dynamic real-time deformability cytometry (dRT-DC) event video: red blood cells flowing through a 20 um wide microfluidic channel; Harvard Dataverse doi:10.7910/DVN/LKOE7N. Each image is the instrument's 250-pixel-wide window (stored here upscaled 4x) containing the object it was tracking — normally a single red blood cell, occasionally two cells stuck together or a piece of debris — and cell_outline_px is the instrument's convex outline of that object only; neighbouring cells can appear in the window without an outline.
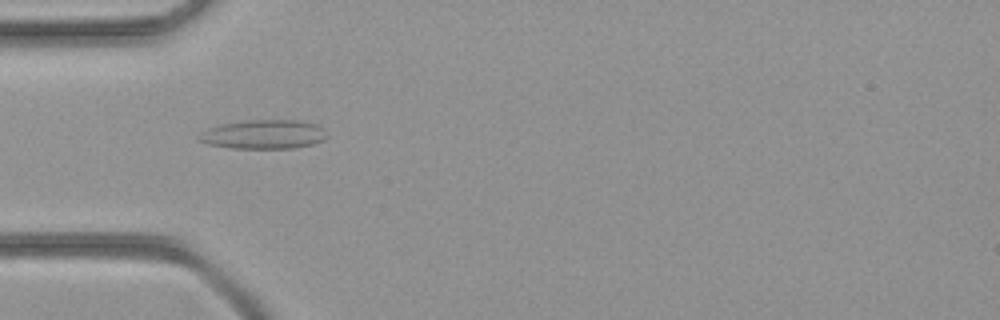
{"species": "common noctule bat (a hibernating species)", "species_latin": "Nyctalus noctula", "temperature_condition": "room temperature", "stored_images_in_passage": 36, "camera_frame_rate_fps": 3000, "um_per_image_px": 0.085, "animal": {"sex": "female", "body_mass_g": 21.9}, "frame": {"image": 1, "passage_image": 6, "time_ms": 1.667, "image_size_px": [1000, 320], "cell_outline_px": [[328, 136], [324, 140], [312, 144], [292, 148], [228, 148], [208, 144], [200, 140], [200, 132], [208, 128], [224, 124], [248, 120], [296, 120], [316, 124], [328, 132]], "centroid_in_image_um": [22.45, 11.42], "position_along_channel_um": 62.5, "area_um2": 21.56}}
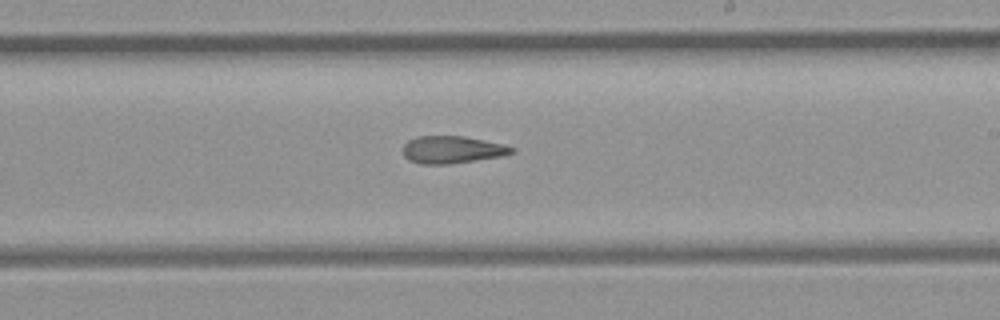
{"frame": {"image": 2, "passage_image": 18, "time_ms": 5.667, "image_size_px": [1000, 320], "cell_outline_px": [[516, 152], [504, 156], [448, 164], [420, 164], [408, 160], [404, 156], [404, 144], [408, 140], [416, 136], [464, 136], [504, 144], [516, 148]], "centroid_in_image_um": [38.46, 12.72], "position_along_channel_um": 250.5, "area_um2": 17.51}}
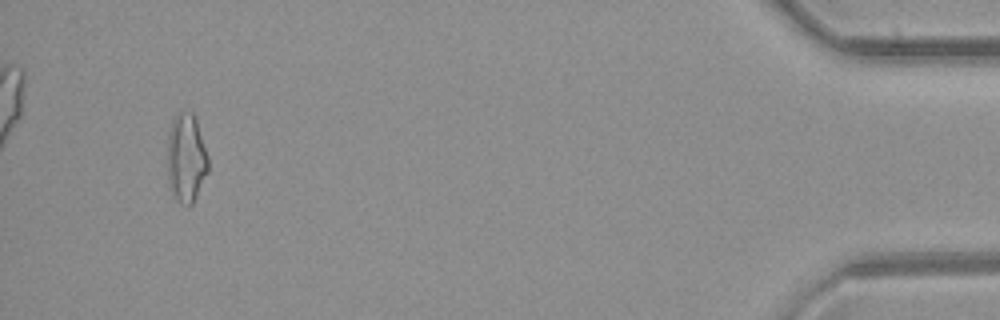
{"frame": {"image": 3, "passage_image": 34, "time_ms": 11.0, "image_size_px": [1000, 320], "cell_outline_px": [[208, 172], [192, 204], [180, 204], [172, 192], [168, 184], [168, 136], [172, 120], [180, 112], [192, 112], [196, 116], [208, 156]], "centroid_in_image_um": [15.84, 13.42], "position_along_channel_um": 419.4, "area_um2": 21.1}}